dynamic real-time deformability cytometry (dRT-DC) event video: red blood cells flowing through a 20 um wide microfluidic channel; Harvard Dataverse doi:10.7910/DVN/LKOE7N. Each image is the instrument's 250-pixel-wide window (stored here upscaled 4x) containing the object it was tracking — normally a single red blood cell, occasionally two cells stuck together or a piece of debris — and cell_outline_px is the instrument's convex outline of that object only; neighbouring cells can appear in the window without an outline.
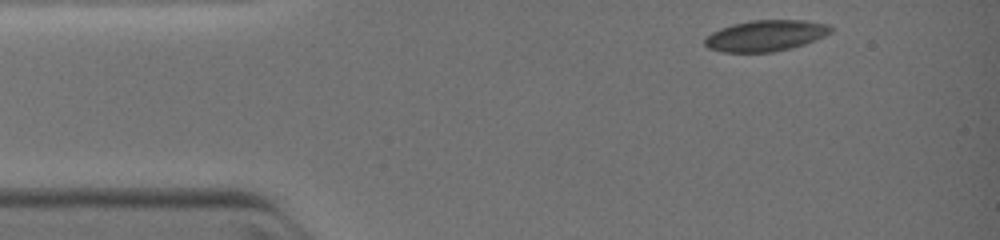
{"species": "common noctule bat (a hibernating species)", "species_latin": "Nyctalus noctula", "temperature_condition": "warm", "stored_images_in_passage": 4, "camera_frame_rate_fps": 3000, "um_per_image_px": 0.085, "animal": {"sex": "female", "body_mass_g": 19.0, "forearm_length_mm": 51.5}, "frame": {"image": 1, "passage_image": 1, "time_ms": 0.0, "image_size_px": [1000, 240], "cell_outline_px": [[832, 32], [816, 40], [792, 48], [772, 52], [720, 52], [708, 48], [704, 44], [704, 40], [712, 32], [720, 28], [732, 24], [748, 20], [804, 20], [828, 24], [832, 28]], "centroid_in_image_um": [65.07, 3.03], "position_along_channel_um": 19.9, "area_um2": 22.95}}
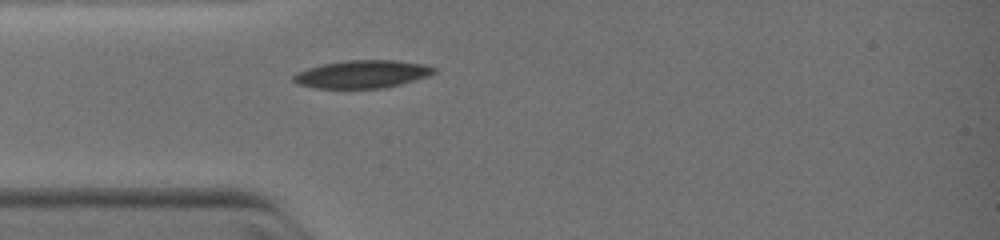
{"frame": {"image": 2, "passage_image": 4, "time_ms": 2.0, "image_size_px": [1000, 240], "cell_outline_px": [[436, 72], [428, 76], [400, 84], [384, 88], [316, 88], [296, 84], [292, 80], [292, 76], [296, 72], [308, 68], [324, 64], [344, 60], [396, 60], [424, 64], [436, 68]], "centroid_in_image_um": [30.77, 6.3], "position_along_channel_um": 54.2, "area_um2": 22.83}}